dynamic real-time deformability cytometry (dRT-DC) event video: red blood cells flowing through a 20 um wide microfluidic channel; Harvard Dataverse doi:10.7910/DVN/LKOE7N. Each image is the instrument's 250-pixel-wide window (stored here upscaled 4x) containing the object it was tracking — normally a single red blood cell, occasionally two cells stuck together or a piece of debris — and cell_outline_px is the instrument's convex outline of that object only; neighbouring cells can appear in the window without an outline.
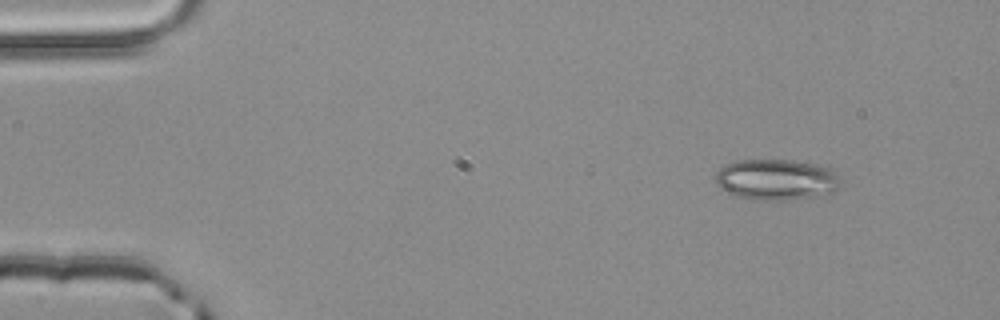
{"species": "common noctule bat (a hibernating species)", "species_latin": "Nyctalus noctula", "temperature_condition": "room temperature", "stored_images_in_passage": 3, "camera_frame_rate_fps": 3000, "um_per_image_px": 0.085, "animal": {"sex": "male", "body_mass_g": 20.4}, "frame": {"image": 1, "passage_image": 1, "time_ms": 0.0, "image_size_px": [1000, 320], "cell_outline_px": [[840, 188], [836, 192], [788, 200], [748, 200], [720, 192], [716, 184], [716, 172], [724, 164], [736, 160], [792, 160], [816, 164], [828, 168], [836, 172], [840, 180]], "centroid_in_image_um": [65.93, 15.28], "position_along_channel_um": 19.1, "area_um2": 30.46}}